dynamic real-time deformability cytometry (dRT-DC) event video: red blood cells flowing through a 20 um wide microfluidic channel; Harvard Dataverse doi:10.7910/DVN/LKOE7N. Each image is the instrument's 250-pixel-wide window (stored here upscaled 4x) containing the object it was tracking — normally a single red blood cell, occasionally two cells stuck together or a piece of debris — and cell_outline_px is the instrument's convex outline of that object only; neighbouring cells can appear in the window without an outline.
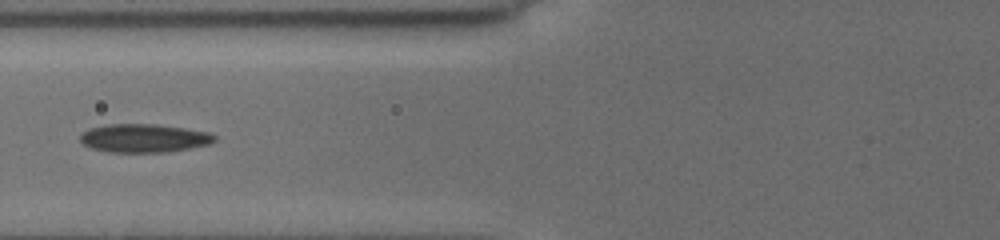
{"species": "common noctule bat (a hibernating species)", "species_latin": "Nyctalus noctula", "temperature_condition": "cold", "stored_images_in_passage": 8, "camera_frame_rate_fps": 3000, "um_per_image_px": 0.085, "animal": {"sex": "female", "body_mass_g": 19.5, "forearm_length_mm": 54.1}, "frame": {"image": 1, "passage_image": 6, "time_ms": 6.0, "image_size_px": [1000, 240], "cell_outline_px": [[216, 140], [208, 144], [168, 152], [108, 152], [92, 148], [84, 144], [80, 140], [80, 132], [88, 128], [104, 124], [156, 124], [184, 128], [208, 132], [216, 136]], "centroid_in_image_um": [12.19, 11.73], "position_along_channel_um": 113.6, "area_um2": 22.31}}
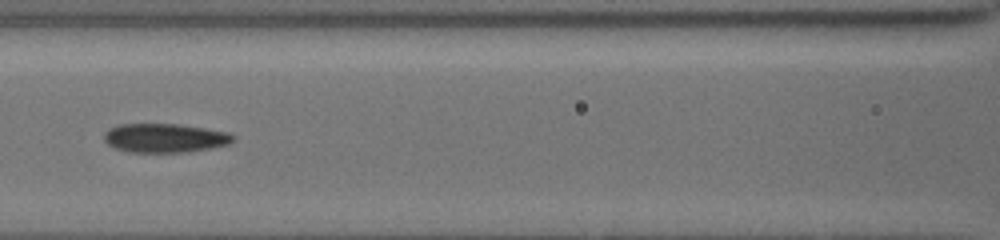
{"frame": {"image": 2, "passage_image": 7, "time_ms": 7.0, "image_size_px": [1000, 240], "cell_outline_px": [[236, 136], [228, 144], [212, 148], [188, 152], [128, 152], [116, 148], [108, 144], [104, 140], [104, 132], [108, 128], [116, 124], [176, 124], [204, 128], [228, 132]], "centroid_in_image_um": [13.98, 11.73], "position_along_channel_um": 152.6, "area_um2": 21.85}}
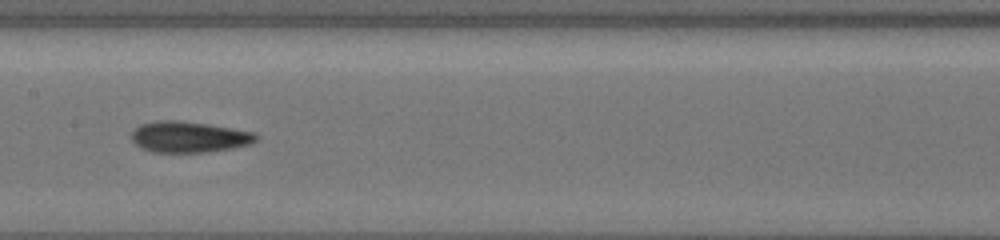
{"frame": {"image": 3, "passage_image": 8, "time_ms": 8.0, "image_size_px": [1000, 240], "cell_outline_px": [[260, 136], [252, 144], [232, 148], [208, 152], [152, 152], [140, 148], [132, 140], [132, 132], [140, 124], [160, 120], [180, 120], [208, 124], [232, 128], [252, 132]], "centroid_in_image_um": [16.07, 11.64], "position_along_channel_um": 191.3, "area_um2": 22.6}}